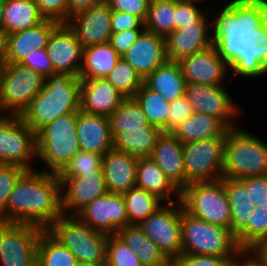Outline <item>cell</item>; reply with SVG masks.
<instances>
[{
  "label": "cell",
  "mask_w": 267,
  "mask_h": 266,
  "mask_svg": "<svg viewBox=\"0 0 267 266\" xmlns=\"http://www.w3.org/2000/svg\"><path fill=\"white\" fill-rule=\"evenodd\" d=\"M208 14L205 12L196 22L174 30L165 38L168 60L178 62L207 49L233 24L253 28L267 39V0H230L218 14H214L212 23ZM256 62L258 76L267 74V41L258 50Z\"/></svg>",
  "instance_id": "cell-1"
},
{
  "label": "cell",
  "mask_w": 267,
  "mask_h": 266,
  "mask_svg": "<svg viewBox=\"0 0 267 266\" xmlns=\"http://www.w3.org/2000/svg\"><path fill=\"white\" fill-rule=\"evenodd\" d=\"M267 39L257 30L233 24L212 46L178 61L187 83L223 86L228 69L258 77L256 57Z\"/></svg>",
  "instance_id": "cell-2"
},
{
  "label": "cell",
  "mask_w": 267,
  "mask_h": 266,
  "mask_svg": "<svg viewBox=\"0 0 267 266\" xmlns=\"http://www.w3.org/2000/svg\"><path fill=\"white\" fill-rule=\"evenodd\" d=\"M63 214L58 175L26 170L16 182L5 208V222L27 223L46 230Z\"/></svg>",
  "instance_id": "cell-3"
},
{
  "label": "cell",
  "mask_w": 267,
  "mask_h": 266,
  "mask_svg": "<svg viewBox=\"0 0 267 266\" xmlns=\"http://www.w3.org/2000/svg\"><path fill=\"white\" fill-rule=\"evenodd\" d=\"M81 79L70 73L57 72L45 78L40 93L35 96L20 118L36 134L59 116L80 110Z\"/></svg>",
  "instance_id": "cell-4"
},
{
  "label": "cell",
  "mask_w": 267,
  "mask_h": 266,
  "mask_svg": "<svg viewBox=\"0 0 267 266\" xmlns=\"http://www.w3.org/2000/svg\"><path fill=\"white\" fill-rule=\"evenodd\" d=\"M46 231L67 247L81 266H105L109 235L93 230L76 215L62 214Z\"/></svg>",
  "instance_id": "cell-5"
},
{
  "label": "cell",
  "mask_w": 267,
  "mask_h": 266,
  "mask_svg": "<svg viewBox=\"0 0 267 266\" xmlns=\"http://www.w3.org/2000/svg\"><path fill=\"white\" fill-rule=\"evenodd\" d=\"M267 174V144L240 129L229 128L223 148V177L242 179Z\"/></svg>",
  "instance_id": "cell-6"
},
{
  "label": "cell",
  "mask_w": 267,
  "mask_h": 266,
  "mask_svg": "<svg viewBox=\"0 0 267 266\" xmlns=\"http://www.w3.org/2000/svg\"><path fill=\"white\" fill-rule=\"evenodd\" d=\"M78 112L59 116L36 134V157L48 173L58 174L80 151L77 136Z\"/></svg>",
  "instance_id": "cell-7"
},
{
  "label": "cell",
  "mask_w": 267,
  "mask_h": 266,
  "mask_svg": "<svg viewBox=\"0 0 267 266\" xmlns=\"http://www.w3.org/2000/svg\"><path fill=\"white\" fill-rule=\"evenodd\" d=\"M182 254L225 257L231 263L243 251L231 230L203 221L182 210Z\"/></svg>",
  "instance_id": "cell-8"
},
{
  "label": "cell",
  "mask_w": 267,
  "mask_h": 266,
  "mask_svg": "<svg viewBox=\"0 0 267 266\" xmlns=\"http://www.w3.org/2000/svg\"><path fill=\"white\" fill-rule=\"evenodd\" d=\"M181 202L194 217L231 230V206L222 179L190 183L181 191Z\"/></svg>",
  "instance_id": "cell-9"
},
{
  "label": "cell",
  "mask_w": 267,
  "mask_h": 266,
  "mask_svg": "<svg viewBox=\"0 0 267 266\" xmlns=\"http://www.w3.org/2000/svg\"><path fill=\"white\" fill-rule=\"evenodd\" d=\"M45 78L20 63H5L1 89L0 114L21 116L43 88Z\"/></svg>",
  "instance_id": "cell-10"
},
{
  "label": "cell",
  "mask_w": 267,
  "mask_h": 266,
  "mask_svg": "<svg viewBox=\"0 0 267 266\" xmlns=\"http://www.w3.org/2000/svg\"><path fill=\"white\" fill-rule=\"evenodd\" d=\"M183 209L181 201L164 204L138 225L169 261L182 255Z\"/></svg>",
  "instance_id": "cell-11"
},
{
  "label": "cell",
  "mask_w": 267,
  "mask_h": 266,
  "mask_svg": "<svg viewBox=\"0 0 267 266\" xmlns=\"http://www.w3.org/2000/svg\"><path fill=\"white\" fill-rule=\"evenodd\" d=\"M43 230L27 223L3 222L0 225V264L37 266V244Z\"/></svg>",
  "instance_id": "cell-12"
},
{
  "label": "cell",
  "mask_w": 267,
  "mask_h": 266,
  "mask_svg": "<svg viewBox=\"0 0 267 266\" xmlns=\"http://www.w3.org/2000/svg\"><path fill=\"white\" fill-rule=\"evenodd\" d=\"M33 158H36L33 130L20 116L0 114V164L32 170Z\"/></svg>",
  "instance_id": "cell-13"
},
{
  "label": "cell",
  "mask_w": 267,
  "mask_h": 266,
  "mask_svg": "<svg viewBox=\"0 0 267 266\" xmlns=\"http://www.w3.org/2000/svg\"><path fill=\"white\" fill-rule=\"evenodd\" d=\"M226 137H212L183 144L185 178L189 183L216 181L223 177Z\"/></svg>",
  "instance_id": "cell-14"
},
{
  "label": "cell",
  "mask_w": 267,
  "mask_h": 266,
  "mask_svg": "<svg viewBox=\"0 0 267 266\" xmlns=\"http://www.w3.org/2000/svg\"><path fill=\"white\" fill-rule=\"evenodd\" d=\"M185 95L194 112L216 117L228 129L236 127L235 119L242 112L223 86L187 83Z\"/></svg>",
  "instance_id": "cell-15"
},
{
  "label": "cell",
  "mask_w": 267,
  "mask_h": 266,
  "mask_svg": "<svg viewBox=\"0 0 267 266\" xmlns=\"http://www.w3.org/2000/svg\"><path fill=\"white\" fill-rule=\"evenodd\" d=\"M76 216L93 230L107 235L117 234L129 225L122 194L107 192L82 208Z\"/></svg>",
  "instance_id": "cell-16"
},
{
  "label": "cell",
  "mask_w": 267,
  "mask_h": 266,
  "mask_svg": "<svg viewBox=\"0 0 267 266\" xmlns=\"http://www.w3.org/2000/svg\"><path fill=\"white\" fill-rule=\"evenodd\" d=\"M83 46L67 25L60 23L51 33L46 52L56 72L79 77L83 61Z\"/></svg>",
  "instance_id": "cell-17"
},
{
  "label": "cell",
  "mask_w": 267,
  "mask_h": 266,
  "mask_svg": "<svg viewBox=\"0 0 267 266\" xmlns=\"http://www.w3.org/2000/svg\"><path fill=\"white\" fill-rule=\"evenodd\" d=\"M110 19V6L103 1L72 15L67 25L76 34L83 48H86L110 41L112 35Z\"/></svg>",
  "instance_id": "cell-18"
},
{
  "label": "cell",
  "mask_w": 267,
  "mask_h": 266,
  "mask_svg": "<svg viewBox=\"0 0 267 266\" xmlns=\"http://www.w3.org/2000/svg\"><path fill=\"white\" fill-rule=\"evenodd\" d=\"M59 181L61 183V208L65 215H76L86 205L108 192L103 172L59 178Z\"/></svg>",
  "instance_id": "cell-19"
},
{
  "label": "cell",
  "mask_w": 267,
  "mask_h": 266,
  "mask_svg": "<svg viewBox=\"0 0 267 266\" xmlns=\"http://www.w3.org/2000/svg\"><path fill=\"white\" fill-rule=\"evenodd\" d=\"M122 58L129 63L144 80L155 69L168 60L165 37L144 29Z\"/></svg>",
  "instance_id": "cell-20"
},
{
  "label": "cell",
  "mask_w": 267,
  "mask_h": 266,
  "mask_svg": "<svg viewBox=\"0 0 267 266\" xmlns=\"http://www.w3.org/2000/svg\"><path fill=\"white\" fill-rule=\"evenodd\" d=\"M126 97L106 78L81 79L80 110L110 117Z\"/></svg>",
  "instance_id": "cell-21"
},
{
  "label": "cell",
  "mask_w": 267,
  "mask_h": 266,
  "mask_svg": "<svg viewBox=\"0 0 267 266\" xmlns=\"http://www.w3.org/2000/svg\"><path fill=\"white\" fill-rule=\"evenodd\" d=\"M150 158L180 192L190 184L185 178L183 143L173 133H161Z\"/></svg>",
  "instance_id": "cell-22"
},
{
  "label": "cell",
  "mask_w": 267,
  "mask_h": 266,
  "mask_svg": "<svg viewBox=\"0 0 267 266\" xmlns=\"http://www.w3.org/2000/svg\"><path fill=\"white\" fill-rule=\"evenodd\" d=\"M138 159L114 148L103 155L101 169L108 192L123 194L136 187Z\"/></svg>",
  "instance_id": "cell-23"
},
{
  "label": "cell",
  "mask_w": 267,
  "mask_h": 266,
  "mask_svg": "<svg viewBox=\"0 0 267 266\" xmlns=\"http://www.w3.org/2000/svg\"><path fill=\"white\" fill-rule=\"evenodd\" d=\"M59 24L57 21L45 19L35 27L8 34L5 63H21L26 56L46 48L52 31Z\"/></svg>",
  "instance_id": "cell-24"
},
{
  "label": "cell",
  "mask_w": 267,
  "mask_h": 266,
  "mask_svg": "<svg viewBox=\"0 0 267 266\" xmlns=\"http://www.w3.org/2000/svg\"><path fill=\"white\" fill-rule=\"evenodd\" d=\"M77 136L80 150L105 155L113 148L110 119L78 111Z\"/></svg>",
  "instance_id": "cell-25"
},
{
  "label": "cell",
  "mask_w": 267,
  "mask_h": 266,
  "mask_svg": "<svg viewBox=\"0 0 267 266\" xmlns=\"http://www.w3.org/2000/svg\"><path fill=\"white\" fill-rule=\"evenodd\" d=\"M143 84L158 92L168 102H172L185 94L187 82L183 77L180 64L167 60L148 75L143 80Z\"/></svg>",
  "instance_id": "cell-26"
},
{
  "label": "cell",
  "mask_w": 267,
  "mask_h": 266,
  "mask_svg": "<svg viewBox=\"0 0 267 266\" xmlns=\"http://www.w3.org/2000/svg\"><path fill=\"white\" fill-rule=\"evenodd\" d=\"M136 187L156 195L162 201L175 203L170 194L181 201V192L173 185L163 171L150 157H139L137 162Z\"/></svg>",
  "instance_id": "cell-27"
},
{
  "label": "cell",
  "mask_w": 267,
  "mask_h": 266,
  "mask_svg": "<svg viewBox=\"0 0 267 266\" xmlns=\"http://www.w3.org/2000/svg\"><path fill=\"white\" fill-rule=\"evenodd\" d=\"M227 130L218 118L194 112L171 133L184 144L212 137H226Z\"/></svg>",
  "instance_id": "cell-28"
},
{
  "label": "cell",
  "mask_w": 267,
  "mask_h": 266,
  "mask_svg": "<svg viewBox=\"0 0 267 266\" xmlns=\"http://www.w3.org/2000/svg\"><path fill=\"white\" fill-rule=\"evenodd\" d=\"M163 131L153 125L125 130L113 136V148L136 157H150Z\"/></svg>",
  "instance_id": "cell-29"
},
{
  "label": "cell",
  "mask_w": 267,
  "mask_h": 266,
  "mask_svg": "<svg viewBox=\"0 0 267 266\" xmlns=\"http://www.w3.org/2000/svg\"><path fill=\"white\" fill-rule=\"evenodd\" d=\"M117 235L138 256L143 266H170V261L138 225H126Z\"/></svg>",
  "instance_id": "cell-30"
},
{
  "label": "cell",
  "mask_w": 267,
  "mask_h": 266,
  "mask_svg": "<svg viewBox=\"0 0 267 266\" xmlns=\"http://www.w3.org/2000/svg\"><path fill=\"white\" fill-rule=\"evenodd\" d=\"M121 56L108 43L84 48L80 79L105 78L115 67Z\"/></svg>",
  "instance_id": "cell-31"
},
{
  "label": "cell",
  "mask_w": 267,
  "mask_h": 266,
  "mask_svg": "<svg viewBox=\"0 0 267 266\" xmlns=\"http://www.w3.org/2000/svg\"><path fill=\"white\" fill-rule=\"evenodd\" d=\"M3 18L7 34L35 27L45 20L34 0H6Z\"/></svg>",
  "instance_id": "cell-32"
},
{
  "label": "cell",
  "mask_w": 267,
  "mask_h": 266,
  "mask_svg": "<svg viewBox=\"0 0 267 266\" xmlns=\"http://www.w3.org/2000/svg\"><path fill=\"white\" fill-rule=\"evenodd\" d=\"M231 206V232L236 235L246 224L250 212L255 208L249 191L240 179L222 177Z\"/></svg>",
  "instance_id": "cell-33"
},
{
  "label": "cell",
  "mask_w": 267,
  "mask_h": 266,
  "mask_svg": "<svg viewBox=\"0 0 267 266\" xmlns=\"http://www.w3.org/2000/svg\"><path fill=\"white\" fill-rule=\"evenodd\" d=\"M122 195L129 225H139L163 205L156 195L138 187L131 188Z\"/></svg>",
  "instance_id": "cell-34"
},
{
  "label": "cell",
  "mask_w": 267,
  "mask_h": 266,
  "mask_svg": "<svg viewBox=\"0 0 267 266\" xmlns=\"http://www.w3.org/2000/svg\"><path fill=\"white\" fill-rule=\"evenodd\" d=\"M139 103L150 125L168 132V115L170 102L158 92L147 88L144 84L133 96Z\"/></svg>",
  "instance_id": "cell-35"
},
{
  "label": "cell",
  "mask_w": 267,
  "mask_h": 266,
  "mask_svg": "<svg viewBox=\"0 0 267 266\" xmlns=\"http://www.w3.org/2000/svg\"><path fill=\"white\" fill-rule=\"evenodd\" d=\"M37 248V266H80L74 254L46 230L40 234Z\"/></svg>",
  "instance_id": "cell-36"
},
{
  "label": "cell",
  "mask_w": 267,
  "mask_h": 266,
  "mask_svg": "<svg viewBox=\"0 0 267 266\" xmlns=\"http://www.w3.org/2000/svg\"><path fill=\"white\" fill-rule=\"evenodd\" d=\"M109 119L112 136L117 132L142 129L149 125L146 115L134 97L125 98Z\"/></svg>",
  "instance_id": "cell-37"
},
{
  "label": "cell",
  "mask_w": 267,
  "mask_h": 266,
  "mask_svg": "<svg viewBox=\"0 0 267 266\" xmlns=\"http://www.w3.org/2000/svg\"><path fill=\"white\" fill-rule=\"evenodd\" d=\"M175 0H151L145 30L167 37L175 30Z\"/></svg>",
  "instance_id": "cell-38"
},
{
  "label": "cell",
  "mask_w": 267,
  "mask_h": 266,
  "mask_svg": "<svg viewBox=\"0 0 267 266\" xmlns=\"http://www.w3.org/2000/svg\"><path fill=\"white\" fill-rule=\"evenodd\" d=\"M265 238H267V212L255 207L250 212L247 224L235 235V239L243 251H249Z\"/></svg>",
  "instance_id": "cell-39"
},
{
  "label": "cell",
  "mask_w": 267,
  "mask_h": 266,
  "mask_svg": "<svg viewBox=\"0 0 267 266\" xmlns=\"http://www.w3.org/2000/svg\"><path fill=\"white\" fill-rule=\"evenodd\" d=\"M105 78L126 98L133 97L143 85L142 77L122 57Z\"/></svg>",
  "instance_id": "cell-40"
},
{
  "label": "cell",
  "mask_w": 267,
  "mask_h": 266,
  "mask_svg": "<svg viewBox=\"0 0 267 266\" xmlns=\"http://www.w3.org/2000/svg\"><path fill=\"white\" fill-rule=\"evenodd\" d=\"M103 155L80 150L57 174L58 178L85 176L93 172H102Z\"/></svg>",
  "instance_id": "cell-41"
},
{
  "label": "cell",
  "mask_w": 267,
  "mask_h": 266,
  "mask_svg": "<svg viewBox=\"0 0 267 266\" xmlns=\"http://www.w3.org/2000/svg\"><path fill=\"white\" fill-rule=\"evenodd\" d=\"M105 266H143L138 256L117 235H109Z\"/></svg>",
  "instance_id": "cell-42"
},
{
  "label": "cell",
  "mask_w": 267,
  "mask_h": 266,
  "mask_svg": "<svg viewBox=\"0 0 267 266\" xmlns=\"http://www.w3.org/2000/svg\"><path fill=\"white\" fill-rule=\"evenodd\" d=\"M26 171L23 167L0 164V214L5 222V208L9 196L21 175Z\"/></svg>",
  "instance_id": "cell-43"
},
{
  "label": "cell",
  "mask_w": 267,
  "mask_h": 266,
  "mask_svg": "<svg viewBox=\"0 0 267 266\" xmlns=\"http://www.w3.org/2000/svg\"><path fill=\"white\" fill-rule=\"evenodd\" d=\"M201 0H175V30L196 22L205 12L196 3Z\"/></svg>",
  "instance_id": "cell-44"
},
{
  "label": "cell",
  "mask_w": 267,
  "mask_h": 266,
  "mask_svg": "<svg viewBox=\"0 0 267 266\" xmlns=\"http://www.w3.org/2000/svg\"><path fill=\"white\" fill-rule=\"evenodd\" d=\"M40 14L45 19H51L59 23H67L69 20L68 0H34Z\"/></svg>",
  "instance_id": "cell-45"
},
{
  "label": "cell",
  "mask_w": 267,
  "mask_h": 266,
  "mask_svg": "<svg viewBox=\"0 0 267 266\" xmlns=\"http://www.w3.org/2000/svg\"><path fill=\"white\" fill-rule=\"evenodd\" d=\"M169 107L168 132L175 130L183 121L194 113L191 103L185 94L170 102Z\"/></svg>",
  "instance_id": "cell-46"
},
{
  "label": "cell",
  "mask_w": 267,
  "mask_h": 266,
  "mask_svg": "<svg viewBox=\"0 0 267 266\" xmlns=\"http://www.w3.org/2000/svg\"><path fill=\"white\" fill-rule=\"evenodd\" d=\"M151 0H105L111 10L126 12L145 23Z\"/></svg>",
  "instance_id": "cell-47"
},
{
  "label": "cell",
  "mask_w": 267,
  "mask_h": 266,
  "mask_svg": "<svg viewBox=\"0 0 267 266\" xmlns=\"http://www.w3.org/2000/svg\"><path fill=\"white\" fill-rule=\"evenodd\" d=\"M230 263L225 257L182 254L170 261V266H228Z\"/></svg>",
  "instance_id": "cell-48"
},
{
  "label": "cell",
  "mask_w": 267,
  "mask_h": 266,
  "mask_svg": "<svg viewBox=\"0 0 267 266\" xmlns=\"http://www.w3.org/2000/svg\"><path fill=\"white\" fill-rule=\"evenodd\" d=\"M20 64L28 67L30 70L38 72L44 78L57 73L47 55L46 48L36 50L29 56H26Z\"/></svg>",
  "instance_id": "cell-49"
},
{
  "label": "cell",
  "mask_w": 267,
  "mask_h": 266,
  "mask_svg": "<svg viewBox=\"0 0 267 266\" xmlns=\"http://www.w3.org/2000/svg\"><path fill=\"white\" fill-rule=\"evenodd\" d=\"M112 33H118L128 29H145L144 23L136 16L126 12L111 10Z\"/></svg>",
  "instance_id": "cell-50"
},
{
  "label": "cell",
  "mask_w": 267,
  "mask_h": 266,
  "mask_svg": "<svg viewBox=\"0 0 267 266\" xmlns=\"http://www.w3.org/2000/svg\"><path fill=\"white\" fill-rule=\"evenodd\" d=\"M144 29H128L118 33H112L109 43L122 57L137 40Z\"/></svg>",
  "instance_id": "cell-51"
},
{
  "label": "cell",
  "mask_w": 267,
  "mask_h": 266,
  "mask_svg": "<svg viewBox=\"0 0 267 266\" xmlns=\"http://www.w3.org/2000/svg\"><path fill=\"white\" fill-rule=\"evenodd\" d=\"M249 191L251 203L260 208L265 197V175L240 179Z\"/></svg>",
  "instance_id": "cell-52"
},
{
  "label": "cell",
  "mask_w": 267,
  "mask_h": 266,
  "mask_svg": "<svg viewBox=\"0 0 267 266\" xmlns=\"http://www.w3.org/2000/svg\"><path fill=\"white\" fill-rule=\"evenodd\" d=\"M105 0H68L69 2V19L72 15L98 5Z\"/></svg>",
  "instance_id": "cell-53"
},
{
  "label": "cell",
  "mask_w": 267,
  "mask_h": 266,
  "mask_svg": "<svg viewBox=\"0 0 267 266\" xmlns=\"http://www.w3.org/2000/svg\"><path fill=\"white\" fill-rule=\"evenodd\" d=\"M249 252L263 265L267 266V238L259 241Z\"/></svg>",
  "instance_id": "cell-54"
},
{
  "label": "cell",
  "mask_w": 267,
  "mask_h": 266,
  "mask_svg": "<svg viewBox=\"0 0 267 266\" xmlns=\"http://www.w3.org/2000/svg\"><path fill=\"white\" fill-rule=\"evenodd\" d=\"M236 260L241 266H263L249 251H242Z\"/></svg>",
  "instance_id": "cell-55"
},
{
  "label": "cell",
  "mask_w": 267,
  "mask_h": 266,
  "mask_svg": "<svg viewBox=\"0 0 267 266\" xmlns=\"http://www.w3.org/2000/svg\"><path fill=\"white\" fill-rule=\"evenodd\" d=\"M8 34L4 28H0V59L4 60L7 53Z\"/></svg>",
  "instance_id": "cell-56"
},
{
  "label": "cell",
  "mask_w": 267,
  "mask_h": 266,
  "mask_svg": "<svg viewBox=\"0 0 267 266\" xmlns=\"http://www.w3.org/2000/svg\"><path fill=\"white\" fill-rule=\"evenodd\" d=\"M6 0H0V28H4V9H5Z\"/></svg>",
  "instance_id": "cell-57"
},
{
  "label": "cell",
  "mask_w": 267,
  "mask_h": 266,
  "mask_svg": "<svg viewBox=\"0 0 267 266\" xmlns=\"http://www.w3.org/2000/svg\"><path fill=\"white\" fill-rule=\"evenodd\" d=\"M262 211H266L267 212V174L265 175V197H264V203L261 204Z\"/></svg>",
  "instance_id": "cell-58"
},
{
  "label": "cell",
  "mask_w": 267,
  "mask_h": 266,
  "mask_svg": "<svg viewBox=\"0 0 267 266\" xmlns=\"http://www.w3.org/2000/svg\"><path fill=\"white\" fill-rule=\"evenodd\" d=\"M5 67V61L0 59V89H1V82H2V75Z\"/></svg>",
  "instance_id": "cell-59"
},
{
  "label": "cell",
  "mask_w": 267,
  "mask_h": 266,
  "mask_svg": "<svg viewBox=\"0 0 267 266\" xmlns=\"http://www.w3.org/2000/svg\"><path fill=\"white\" fill-rule=\"evenodd\" d=\"M228 266H241V264L235 260L234 262L230 263Z\"/></svg>",
  "instance_id": "cell-60"
},
{
  "label": "cell",
  "mask_w": 267,
  "mask_h": 266,
  "mask_svg": "<svg viewBox=\"0 0 267 266\" xmlns=\"http://www.w3.org/2000/svg\"><path fill=\"white\" fill-rule=\"evenodd\" d=\"M3 223V220H2V217H1V214H0V225Z\"/></svg>",
  "instance_id": "cell-61"
}]
</instances>
